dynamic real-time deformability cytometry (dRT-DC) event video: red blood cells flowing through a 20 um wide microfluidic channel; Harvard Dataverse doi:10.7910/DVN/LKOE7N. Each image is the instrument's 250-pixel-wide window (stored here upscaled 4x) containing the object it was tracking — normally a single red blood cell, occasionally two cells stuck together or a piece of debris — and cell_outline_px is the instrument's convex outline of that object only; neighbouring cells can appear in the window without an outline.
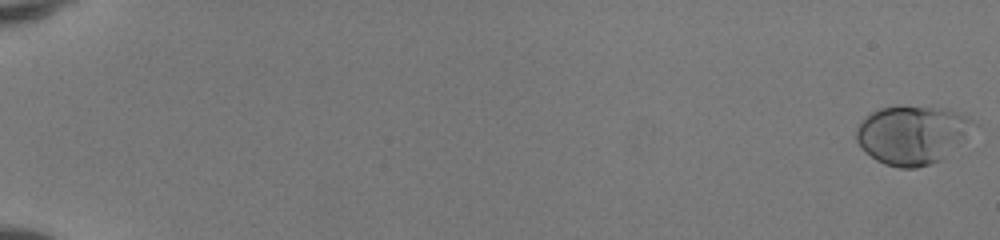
{"species": "human", "species_latin": "Homo sapiens", "temperature_condition": "room temperature", "stored_images_in_passage": 52, "camera_frame_rate_fps": 3000, "um_per_image_px": 0.085, "donor": {"sex": "female"}, "frame": {"image": 1, "passage_image": 1, "time_ms": 0.0, "image_size_px": [1000, 240], "cell_outline_px": [[980, 124], [940, 160], [916, 168], [900, 168], [884, 164], [876, 160], [864, 152], [860, 148], [856, 140], [856, 128], [872, 112], [880, 108], [940, 108], [956, 112]], "centroid_in_image_um": [77.52, 11.49], "position_along_channel_um": 7.5, "area_um2": 39.25}}
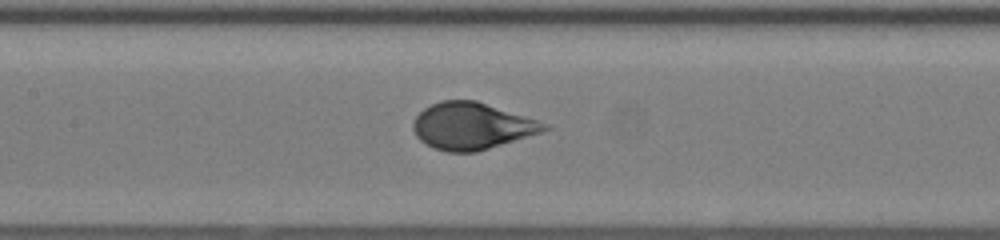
{"frame": {"image": 2, "passage_image": 28, "time_ms": 9.0, "image_size_px": [1000, 240], "cell_outline_px": [[552, 128], [540, 132], [476, 152], [448, 152], [436, 148], [420, 140], [416, 136], [412, 128], [412, 124], [416, 116], [424, 108], [440, 100], [476, 100], [536, 120]], "centroid_in_image_um": [40.05, 10.7], "position_along_channel_um": 167.4, "area_um2": 35.14}}
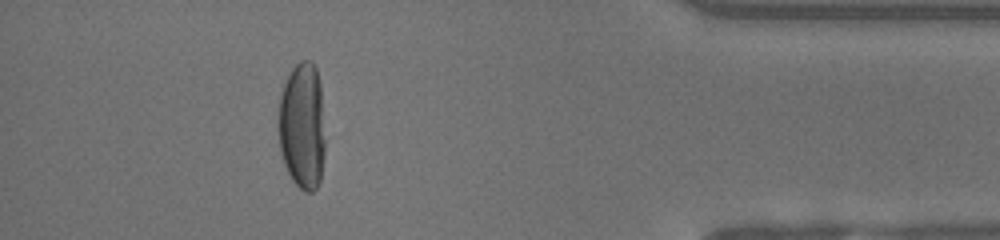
{"frame": {"image": 3, "passage_image": 48, "time_ms": 15.667, "image_size_px": [1000, 240], "cell_outline_px": [[324, 156], [320, 180], [316, 188], [312, 192], [304, 192], [292, 180], [284, 164], [280, 152], [280, 96], [284, 84], [292, 68], [300, 60], [312, 60], [316, 68], [320, 84], [324, 140]], "centroid_in_image_um": [25.71, 10.72], "position_along_channel_um": 409.5, "area_um2": 34.22}, "authors_computed_cell_mechanics": {"area_um2": 36.7319, "velocity_mm_per_s": 4.1527, "shape_relaxation_time_tau1_ms": 3.6133, "shape_relaxation_time_tau2_ms": null, "deformation_change_tau1": 0.1931, "deformation_change_tau2": null}}